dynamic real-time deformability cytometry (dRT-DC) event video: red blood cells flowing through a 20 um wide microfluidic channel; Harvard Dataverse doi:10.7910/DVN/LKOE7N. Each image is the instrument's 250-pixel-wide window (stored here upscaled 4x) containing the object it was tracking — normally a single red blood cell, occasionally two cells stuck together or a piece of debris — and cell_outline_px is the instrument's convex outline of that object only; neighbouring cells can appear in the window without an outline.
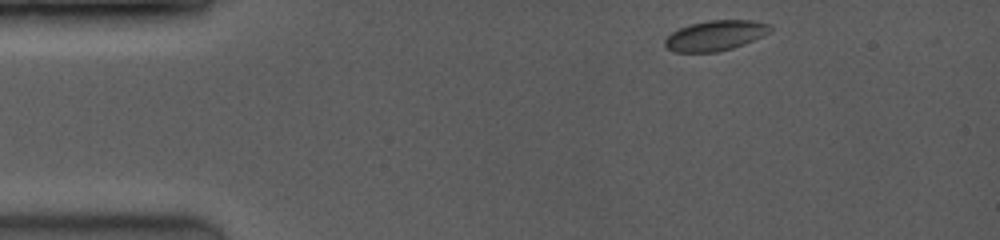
{"species": "common noctule bat (a hibernating species)", "species_latin": "Nyctalus noctula", "temperature_condition": "room temperature", "stored_images_in_passage": 49, "camera_frame_rate_fps": 3500, "um_per_image_px": 0.085, "animal": {"sex": "female", "body_mass_g": 19.0, "forearm_length_mm": 53.3}, "frame": {"image": 1, "passage_image": 1, "time_ms": 0.0, "image_size_px": [1000, 240], "cell_outline_px": [[772, 32], [764, 36], [744, 44], [732, 48], [716, 52], [676, 52], [668, 48], [664, 44], [664, 40], [672, 32], [680, 28], [692, 24], [708, 20], [752, 20], [772, 24]], "centroid_in_image_um": [60.87, 3.01], "position_along_channel_um": 24.1, "area_um2": 18.61}}
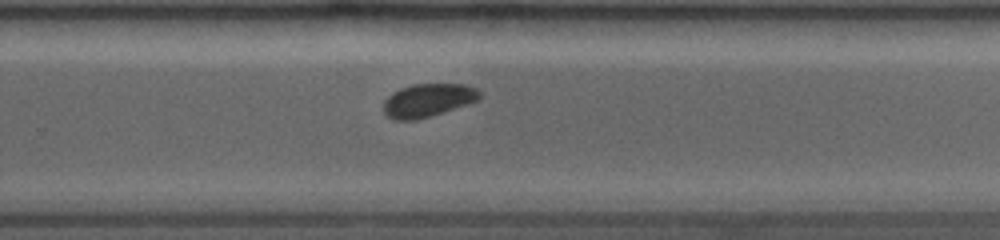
{"frame": {"image": 2, "passage_image": 29, "time_ms": 8.286, "image_size_px": [1000, 240], "cell_outline_px": [[480, 100], [416, 120], [392, 120], [384, 112], [384, 100], [392, 92], [400, 88], [412, 84], [464, 84], [476, 88], [480, 92]], "centroid_in_image_um": [36.36, 8.51], "position_along_channel_um": 293.4, "area_um2": 18.55}}
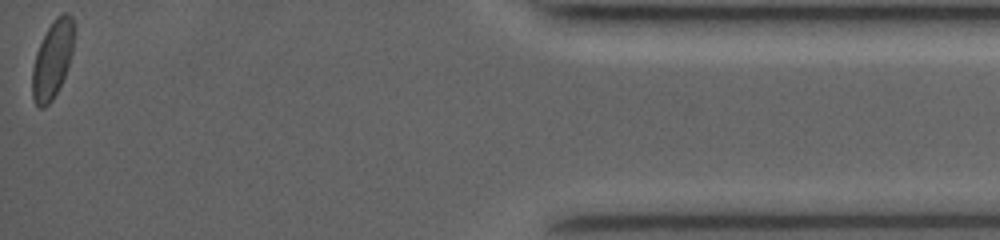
{"frame": {"image": 3, "passage_image": 49, "time_ms": 13.143, "image_size_px": [1000, 240], "cell_outline_px": [[72, 52], [64, 76], [52, 100], [44, 108], [40, 108], [36, 104], [32, 96], [32, 68], [36, 52], [52, 20], [56, 16], [64, 12], [68, 12], [72, 16]], "centroid_in_image_um": [4.43, 5.06], "position_along_channel_um": 430.8, "area_um2": 18.44}, "authors_computed_cell_mechanics": {"area_um2": 18.6116, "velocity_mm_per_s": 4.131, "shape_relaxation_time_tau1_ms": 1.707, "shape_relaxation_time_tau2_ms": null, "deformation_change_tau1": 0.0589, "deformation_change_tau2": null}}